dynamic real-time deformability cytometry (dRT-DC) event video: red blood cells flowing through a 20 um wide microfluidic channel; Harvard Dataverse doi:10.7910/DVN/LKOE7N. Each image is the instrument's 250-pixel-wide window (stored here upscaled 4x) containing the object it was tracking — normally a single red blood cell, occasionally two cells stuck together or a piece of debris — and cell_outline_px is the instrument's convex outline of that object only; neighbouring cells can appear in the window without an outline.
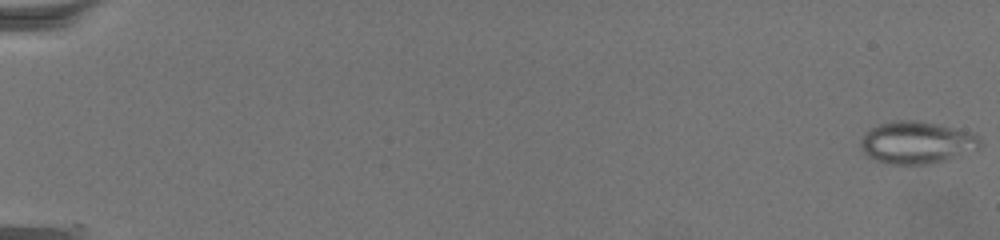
{"species": "common noctule bat (a hibernating species)", "species_latin": "Nyctalus noctula", "temperature_condition": "warm", "stored_images_in_passage": 2, "camera_frame_rate_fps": 3000, "um_per_image_px": 0.085, "animal": {"sex": "female", "body_mass_g": 19.5, "forearm_length_mm": 54.1}, "frame": {"image": 1, "passage_image": 1, "time_ms": 0.0, "image_size_px": [1000, 240], "cell_outline_px": [[980, 148], [944, 160], [928, 164], [892, 164], [876, 160], [868, 156], [860, 148], [860, 144], [864, 136], [872, 128], [880, 124], [892, 120], [916, 120], [940, 124], [968, 132], [976, 136], [980, 140]], "centroid_in_image_um": [77.9, 12.11], "position_along_channel_um": 7.1, "area_um2": 28.96}}